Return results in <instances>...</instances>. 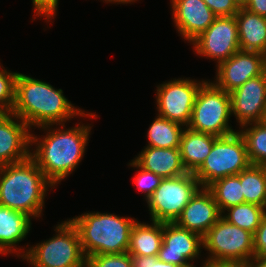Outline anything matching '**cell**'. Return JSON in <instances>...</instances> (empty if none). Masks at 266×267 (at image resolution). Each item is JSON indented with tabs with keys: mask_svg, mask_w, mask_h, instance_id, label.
Instances as JSON below:
<instances>
[{
	"mask_svg": "<svg viewBox=\"0 0 266 267\" xmlns=\"http://www.w3.org/2000/svg\"><path fill=\"white\" fill-rule=\"evenodd\" d=\"M85 123L81 119L69 128H66L67 123L39 127L45 135L31 131L30 157L56 188L73 175L87 152L93 125Z\"/></svg>",
	"mask_w": 266,
	"mask_h": 267,
	"instance_id": "cell-1",
	"label": "cell"
},
{
	"mask_svg": "<svg viewBox=\"0 0 266 267\" xmlns=\"http://www.w3.org/2000/svg\"><path fill=\"white\" fill-rule=\"evenodd\" d=\"M231 116L237 129L248 123L266 121V72L247 80L230 93Z\"/></svg>",
	"mask_w": 266,
	"mask_h": 267,
	"instance_id": "cell-14",
	"label": "cell"
},
{
	"mask_svg": "<svg viewBox=\"0 0 266 267\" xmlns=\"http://www.w3.org/2000/svg\"><path fill=\"white\" fill-rule=\"evenodd\" d=\"M185 126L156 114L147 129L146 146L157 148H180Z\"/></svg>",
	"mask_w": 266,
	"mask_h": 267,
	"instance_id": "cell-23",
	"label": "cell"
},
{
	"mask_svg": "<svg viewBox=\"0 0 266 267\" xmlns=\"http://www.w3.org/2000/svg\"><path fill=\"white\" fill-rule=\"evenodd\" d=\"M254 257L266 258V217L253 234Z\"/></svg>",
	"mask_w": 266,
	"mask_h": 267,
	"instance_id": "cell-33",
	"label": "cell"
},
{
	"mask_svg": "<svg viewBox=\"0 0 266 267\" xmlns=\"http://www.w3.org/2000/svg\"><path fill=\"white\" fill-rule=\"evenodd\" d=\"M206 80V78L198 80L191 77H178L156 85L157 115L187 127L197 92Z\"/></svg>",
	"mask_w": 266,
	"mask_h": 267,
	"instance_id": "cell-10",
	"label": "cell"
},
{
	"mask_svg": "<svg viewBox=\"0 0 266 267\" xmlns=\"http://www.w3.org/2000/svg\"><path fill=\"white\" fill-rule=\"evenodd\" d=\"M248 267H266V258L253 257L248 261Z\"/></svg>",
	"mask_w": 266,
	"mask_h": 267,
	"instance_id": "cell-37",
	"label": "cell"
},
{
	"mask_svg": "<svg viewBox=\"0 0 266 267\" xmlns=\"http://www.w3.org/2000/svg\"><path fill=\"white\" fill-rule=\"evenodd\" d=\"M217 17L235 16L240 7L233 0H203Z\"/></svg>",
	"mask_w": 266,
	"mask_h": 267,
	"instance_id": "cell-32",
	"label": "cell"
},
{
	"mask_svg": "<svg viewBox=\"0 0 266 267\" xmlns=\"http://www.w3.org/2000/svg\"><path fill=\"white\" fill-rule=\"evenodd\" d=\"M148 222H135L128 247L131 256H158L163 242V223Z\"/></svg>",
	"mask_w": 266,
	"mask_h": 267,
	"instance_id": "cell-22",
	"label": "cell"
},
{
	"mask_svg": "<svg viewBox=\"0 0 266 267\" xmlns=\"http://www.w3.org/2000/svg\"><path fill=\"white\" fill-rule=\"evenodd\" d=\"M55 188L31 157L0 166V205L32 219L44 215L45 198Z\"/></svg>",
	"mask_w": 266,
	"mask_h": 267,
	"instance_id": "cell-3",
	"label": "cell"
},
{
	"mask_svg": "<svg viewBox=\"0 0 266 267\" xmlns=\"http://www.w3.org/2000/svg\"><path fill=\"white\" fill-rule=\"evenodd\" d=\"M202 267H248V262H234V261L205 262V264Z\"/></svg>",
	"mask_w": 266,
	"mask_h": 267,
	"instance_id": "cell-36",
	"label": "cell"
},
{
	"mask_svg": "<svg viewBox=\"0 0 266 267\" xmlns=\"http://www.w3.org/2000/svg\"><path fill=\"white\" fill-rule=\"evenodd\" d=\"M221 217L254 234L261 221L266 217V208L253 203H241L225 209Z\"/></svg>",
	"mask_w": 266,
	"mask_h": 267,
	"instance_id": "cell-24",
	"label": "cell"
},
{
	"mask_svg": "<svg viewBox=\"0 0 266 267\" xmlns=\"http://www.w3.org/2000/svg\"><path fill=\"white\" fill-rule=\"evenodd\" d=\"M133 267H180L158 259V256H131Z\"/></svg>",
	"mask_w": 266,
	"mask_h": 267,
	"instance_id": "cell-34",
	"label": "cell"
},
{
	"mask_svg": "<svg viewBox=\"0 0 266 267\" xmlns=\"http://www.w3.org/2000/svg\"><path fill=\"white\" fill-rule=\"evenodd\" d=\"M202 186L193 173L163 178L154 193L145 202L151 221L174 223L184 207Z\"/></svg>",
	"mask_w": 266,
	"mask_h": 267,
	"instance_id": "cell-8",
	"label": "cell"
},
{
	"mask_svg": "<svg viewBox=\"0 0 266 267\" xmlns=\"http://www.w3.org/2000/svg\"><path fill=\"white\" fill-rule=\"evenodd\" d=\"M79 233L82 251L86 257L128 252L132 228L137 218L115 213L86 211L68 218Z\"/></svg>",
	"mask_w": 266,
	"mask_h": 267,
	"instance_id": "cell-4",
	"label": "cell"
},
{
	"mask_svg": "<svg viewBox=\"0 0 266 267\" xmlns=\"http://www.w3.org/2000/svg\"><path fill=\"white\" fill-rule=\"evenodd\" d=\"M203 249L205 262H248L254 257L253 234L221 217L203 237Z\"/></svg>",
	"mask_w": 266,
	"mask_h": 267,
	"instance_id": "cell-9",
	"label": "cell"
},
{
	"mask_svg": "<svg viewBox=\"0 0 266 267\" xmlns=\"http://www.w3.org/2000/svg\"><path fill=\"white\" fill-rule=\"evenodd\" d=\"M86 267H133L131 255L121 254L92 255L87 258Z\"/></svg>",
	"mask_w": 266,
	"mask_h": 267,
	"instance_id": "cell-30",
	"label": "cell"
},
{
	"mask_svg": "<svg viewBox=\"0 0 266 267\" xmlns=\"http://www.w3.org/2000/svg\"><path fill=\"white\" fill-rule=\"evenodd\" d=\"M33 8V17L35 19L43 18L47 24L52 23L58 13L59 0H31ZM52 21V22H51Z\"/></svg>",
	"mask_w": 266,
	"mask_h": 267,
	"instance_id": "cell-31",
	"label": "cell"
},
{
	"mask_svg": "<svg viewBox=\"0 0 266 267\" xmlns=\"http://www.w3.org/2000/svg\"><path fill=\"white\" fill-rule=\"evenodd\" d=\"M32 129L13 113H0V166L30 157Z\"/></svg>",
	"mask_w": 266,
	"mask_h": 267,
	"instance_id": "cell-16",
	"label": "cell"
},
{
	"mask_svg": "<svg viewBox=\"0 0 266 267\" xmlns=\"http://www.w3.org/2000/svg\"><path fill=\"white\" fill-rule=\"evenodd\" d=\"M221 214L212 192L207 187H201L184 207L175 223L203 238L221 218Z\"/></svg>",
	"mask_w": 266,
	"mask_h": 267,
	"instance_id": "cell-17",
	"label": "cell"
},
{
	"mask_svg": "<svg viewBox=\"0 0 266 267\" xmlns=\"http://www.w3.org/2000/svg\"><path fill=\"white\" fill-rule=\"evenodd\" d=\"M207 188L212 192L221 213L229 207L244 203L240 173L218 179Z\"/></svg>",
	"mask_w": 266,
	"mask_h": 267,
	"instance_id": "cell-27",
	"label": "cell"
},
{
	"mask_svg": "<svg viewBox=\"0 0 266 267\" xmlns=\"http://www.w3.org/2000/svg\"><path fill=\"white\" fill-rule=\"evenodd\" d=\"M241 51L266 55V17L240 8L235 14Z\"/></svg>",
	"mask_w": 266,
	"mask_h": 267,
	"instance_id": "cell-20",
	"label": "cell"
},
{
	"mask_svg": "<svg viewBox=\"0 0 266 267\" xmlns=\"http://www.w3.org/2000/svg\"><path fill=\"white\" fill-rule=\"evenodd\" d=\"M190 45L196 56L215 61V66L240 51L235 16L217 17Z\"/></svg>",
	"mask_w": 266,
	"mask_h": 267,
	"instance_id": "cell-11",
	"label": "cell"
},
{
	"mask_svg": "<svg viewBox=\"0 0 266 267\" xmlns=\"http://www.w3.org/2000/svg\"><path fill=\"white\" fill-rule=\"evenodd\" d=\"M104 3H107V4H116L118 5V0H100Z\"/></svg>",
	"mask_w": 266,
	"mask_h": 267,
	"instance_id": "cell-40",
	"label": "cell"
},
{
	"mask_svg": "<svg viewBox=\"0 0 266 267\" xmlns=\"http://www.w3.org/2000/svg\"><path fill=\"white\" fill-rule=\"evenodd\" d=\"M31 227L30 216L0 205V255L12 254L22 259L31 244L27 243L24 247L19 244L28 237Z\"/></svg>",
	"mask_w": 266,
	"mask_h": 267,
	"instance_id": "cell-18",
	"label": "cell"
},
{
	"mask_svg": "<svg viewBox=\"0 0 266 267\" xmlns=\"http://www.w3.org/2000/svg\"><path fill=\"white\" fill-rule=\"evenodd\" d=\"M203 238L192 231L179 227L174 223H163V242L158 259L180 267H197L195 260L201 258V266L205 264Z\"/></svg>",
	"mask_w": 266,
	"mask_h": 267,
	"instance_id": "cell-12",
	"label": "cell"
},
{
	"mask_svg": "<svg viewBox=\"0 0 266 267\" xmlns=\"http://www.w3.org/2000/svg\"><path fill=\"white\" fill-rule=\"evenodd\" d=\"M240 183L244 202L266 208V178L264 165H250L240 172Z\"/></svg>",
	"mask_w": 266,
	"mask_h": 267,
	"instance_id": "cell-25",
	"label": "cell"
},
{
	"mask_svg": "<svg viewBox=\"0 0 266 267\" xmlns=\"http://www.w3.org/2000/svg\"><path fill=\"white\" fill-rule=\"evenodd\" d=\"M264 174H265V178H266V164L264 165Z\"/></svg>",
	"mask_w": 266,
	"mask_h": 267,
	"instance_id": "cell-41",
	"label": "cell"
},
{
	"mask_svg": "<svg viewBox=\"0 0 266 267\" xmlns=\"http://www.w3.org/2000/svg\"><path fill=\"white\" fill-rule=\"evenodd\" d=\"M240 8L244 7L247 0H233Z\"/></svg>",
	"mask_w": 266,
	"mask_h": 267,
	"instance_id": "cell-39",
	"label": "cell"
},
{
	"mask_svg": "<svg viewBox=\"0 0 266 267\" xmlns=\"http://www.w3.org/2000/svg\"><path fill=\"white\" fill-rule=\"evenodd\" d=\"M144 170L162 178H172L188 173L182 163L180 148L144 146L133 159Z\"/></svg>",
	"mask_w": 266,
	"mask_h": 267,
	"instance_id": "cell-19",
	"label": "cell"
},
{
	"mask_svg": "<svg viewBox=\"0 0 266 267\" xmlns=\"http://www.w3.org/2000/svg\"><path fill=\"white\" fill-rule=\"evenodd\" d=\"M55 234L29 246L22 258L32 267H86L78 230L69 219L54 225Z\"/></svg>",
	"mask_w": 266,
	"mask_h": 267,
	"instance_id": "cell-5",
	"label": "cell"
},
{
	"mask_svg": "<svg viewBox=\"0 0 266 267\" xmlns=\"http://www.w3.org/2000/svg\"><path fill=\"white\" fill-rule=\"evenodd\" d=\"M140 1V0H139ZM135 2H138V0H118V5L120 4V6H121V4L122 5H127V4H134Z\"/></svg>",
	"mask_w": 266,
	"mask_h": 267,
	"instance_id": "cell-38",
	"label": "cell"
},
{
	"mask_svg": "<svg viewBox=\"0 0 266 267\" xmlns=\"http://www.w3.org/2000/svg\"><path fill=\"white\" fill-rule=\"evenodd\" d=\"M217 138L185 127L181 136L180 153L187 172L194 173L203 164Z\"/></svg>",
	"mask_w": 266,
	"mask_h": 267,
	"instance_id": "cell-21",
	"label": "cell"
},
{
	"mask_svg": "<svg viewBox=\"0 0 266 267\" xmlns=\"http://www.w3.org/2000/svg\"><path fill=\"white\" fill-rule=\"evenodd\" d=\"M0 62V113H11L15 102V80L18 72L7 70Z\"/></svg>",
	"mask_w": 266,
	"mask_h": 267,
	"instance_id": "cell-28",
	"label": "cell"
},
{
	"mask_svg": "<svg viewBox=\"0 0 266 267\" xmlns=\"http://www.w3.org/2000/svg\"><path fill=\"white\" fill-rule=\"evenodd\" d=\"M243 8L262 17H266V0H247Z\"/></svg>",
	"mask_w": 266,
	"mask_h": 267,
	"instance_id": "cell-35",
	"label": "cell"
},
{
	"mask_svg": "<svg viewBox=\"0 0 266 267\" xmlns=\"http://www.w3.org/2000/svg\"><path fill=\"white\" fill-rule=\"evenodd\" d=\"M11 113L34 130L46 125L65 124L74 118H98L96 112L74 106L62 89L20 72L15 80V102Z\"/></svg>",
	"mask_w": 266,
	"mask_h": 267,
	"instance_id": "cell-2",
	"label": "cell"
},
{
	"mask_svg": "<svg viewBox=\"0 0 266 267\" xmlns=\"http://www.w3.org/2000/svg\"><path fill=\"white\" fill-rule=\"evenodd\" d=\"M231 97L217 87L212 79H207L199 88L188 128L224 137L238 131L233 129L231 121Z\"/></svg>",
	"mask_w": 266,
	"mask_h": 267,
	"instance_id": "cell-6",
	"label": "cell"
},
{
	"mask_svg": "<svg viewBox=\"0 0 266 267\" xmlns=\"http://www.w3.org/2000/svg\"><path fill=\"white\" fill-rule=\"evenodd\" d=\"M215 67L216 76L212 82L227 93H231L247 80L266 72V55L240 50Z\"/></svg>",
	"mask_w": 266,
	"mask_h": 267,
	"instance_id": "cell-13",
	"label": "cell"
},
{
	"mask_svg": "<svg viewBox=\"0 0 266 267\" xmlns=\"http://www.w3.org/2000/svg\"><path fill=\"white\" fill-rule=\"evenodd\" d=\"M127 165L129 166L128 168L131 167L134 170L136 169L135 171H138L134 175V180L132 183L136 185L138 192L144 194L142 195L144 196V201H147V199L154 193V191L160 185L163 178L154 174L153 172L144 170L133 159Z\"/></svg>",
	"mask_w": 266,
	"mask_h": 267,
	"instance_id": "cell-29",
	"label": "cell"
},
{
	"mask_svg": "<svg viewBox=\"0 0 266 267\" xmlns=\"http://www.w3.org/2000/svg\"><path fill=\"white\" fill-rule=\"evenodd\" d=\"M170 4L176 33L190 44L217 18L203 0H170Z\"/></svg>",
	"mask_w": 266,
	"mask_h": 267,
	"instance_id": "cell-15",
	"label": "cell"
},
{
	"mask_svg": "<svg viewBox=\"0 0 266 267\" xmlns=\"http://www.w3.org/2000/svg\"><path fill=\"white\" fill-rule=\"evenodd\" d=\"M251 165L246 143L239 131L218 137L203 164L193 173L202 187L214 181L239 174Z\"/></svg>",
	"mask_w": 266,
	"mask_h": 267,
	"instance_id": "cell-7",
	"label": "cell"
},
{
	"mask_svg": "<svg viewBox=\"0 0 266 267\" xmlns=\"http://www.w3.org/2000/svg\"><path fill=\"white\" fill-rule=\"evenodd\" d=\"M243 136L252 165L266 164V121L248 123L238 129Z\"/></svg>",
	"mask_w": 266,
	"mask_h": 267,
	"instance_id": "cell-26",
	"label": "cell"
}]
</instances>
